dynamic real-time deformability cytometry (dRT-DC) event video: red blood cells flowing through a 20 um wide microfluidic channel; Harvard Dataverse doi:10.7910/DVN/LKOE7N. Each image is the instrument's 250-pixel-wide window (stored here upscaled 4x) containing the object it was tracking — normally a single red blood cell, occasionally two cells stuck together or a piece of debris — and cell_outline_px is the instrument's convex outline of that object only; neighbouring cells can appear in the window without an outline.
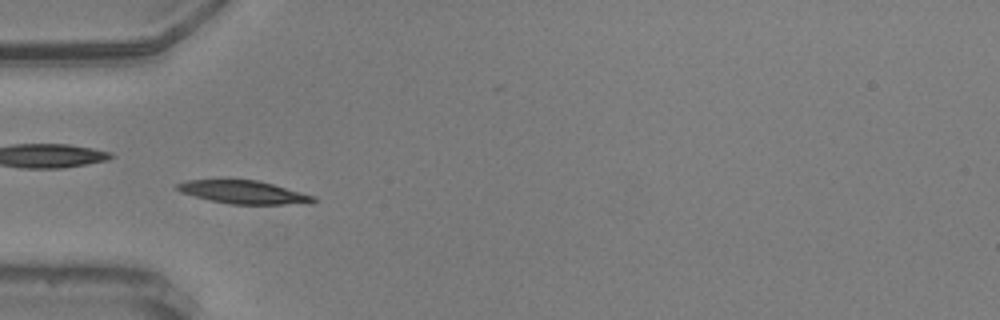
{"species": "common noctule bat (a hibernating species)", "species_latin": "Nyctalus noctula", "temperature_condition": "warm", "stored_images_in_passage": 54, "camera_frame_rate_fps": 3000, "um_per_image_px": 0.085, "animal": {"sex": "male", "body_mass_g": 20.5, "forearm_length_mm": 52.5}, "frame": {"image": 1, "passage_image": 16, "time_ms": 5.0, "image_size_px": [1000, 320], "cell_outline_px": [[320, 200], [308, 204], [232, 204], [208, 200], [180, 192], [176, 188], [176, 184], [188, 180], [256, 180], [272, 184], [316, 196]], "centroid_in_image_um": [20.75, 16.35], "position_along_channel_um": 64.2, "area_um2": 18.32}}
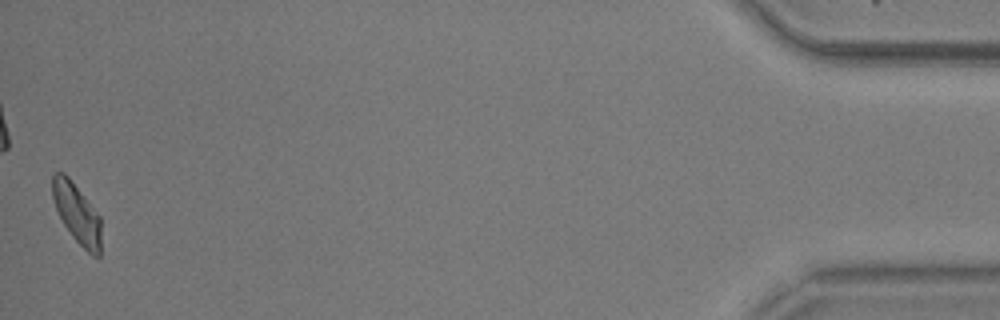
{"frame": {"image": 2, "passage_image": 54, "time_ms": 17.667, "image_size_px": [1000, 320], "cell_outline_px": [[100, 256], [92, 256], [72, 236], [64, 224], [56, 208], [52, 196], [52, 176], [56, 172], [64, 172], [68, 176], [100, 216]], "centroid_in_image_um": [6.53, 18.13], "position_along_channel_um": 428.7, "area_um2": 16.65}, "authors_computed_cell_mechanics": {"area_um2": 17.8024, "velocity_mm_per_s": 3.5965, "shape_relaxation_time_tau1_ms": 2.6619, "shape_relaxation_time_tau2_ms": null, "deformation_change_tau1": 0.115, "deformation_change_tau2": null}}